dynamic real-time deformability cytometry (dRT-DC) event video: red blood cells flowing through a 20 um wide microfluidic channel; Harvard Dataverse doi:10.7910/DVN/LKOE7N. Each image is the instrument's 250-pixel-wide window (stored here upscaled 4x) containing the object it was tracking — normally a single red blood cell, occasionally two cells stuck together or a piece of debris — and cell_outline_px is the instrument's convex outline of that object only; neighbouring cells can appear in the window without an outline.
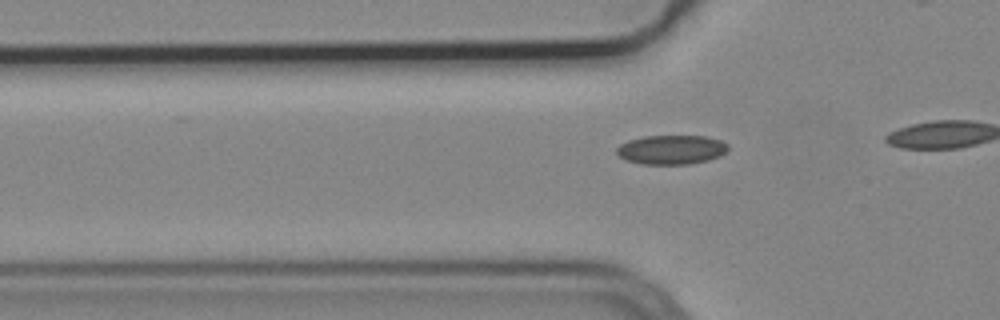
{"species": "common noctule bat (a hibernating species)", "species_latin": "Nyctalus noctula", "temperature_condition": "cold", "stored_images_in_passage": 20, "camera_frame_rate_fps": 3000, "um_per_image_px": 0.085, "animal": {"sex": "male", "body_mass_g": 19.2, "forearm_length_mm": 51.8}, "frame": {"image": 1, "passage_image": 14, "time_ms": 4.333, "image_size_px": [1000, 320], "cell_outline_px": [[728, 152], [720, 156], [708, 160], [688, 164], [640, 164], [624, 160], [616, 152], [616, 148], [620, 144], [628, 140], [644, 136], [708, 136], [720, 140], [728, 144]], "centroid_in_image_um": [57.07, 12.72], "position_along_channel_um": 68.7, "area_um2": 19.19}}
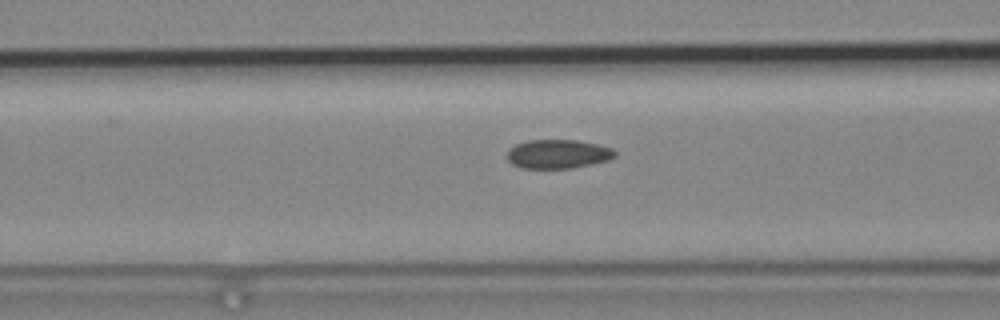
{"frame": {"image": 2, "passage_image": 18, "time_ms": 5.667, "image_size_px": [1000, 320], "cell_outline_px": [[616, 156], [608, 160], [592, 164], [572, 168], [520, 168], [512, 164], [508, 160], [508, 148], [516, 144], [528, 140], [576, 140], [600, 144], [612, 148], [616, 152]], "centroid_in_image_um": [47.44, 13.08], "position_along_channel_um": 119.2, "area_um2": 18.32}}